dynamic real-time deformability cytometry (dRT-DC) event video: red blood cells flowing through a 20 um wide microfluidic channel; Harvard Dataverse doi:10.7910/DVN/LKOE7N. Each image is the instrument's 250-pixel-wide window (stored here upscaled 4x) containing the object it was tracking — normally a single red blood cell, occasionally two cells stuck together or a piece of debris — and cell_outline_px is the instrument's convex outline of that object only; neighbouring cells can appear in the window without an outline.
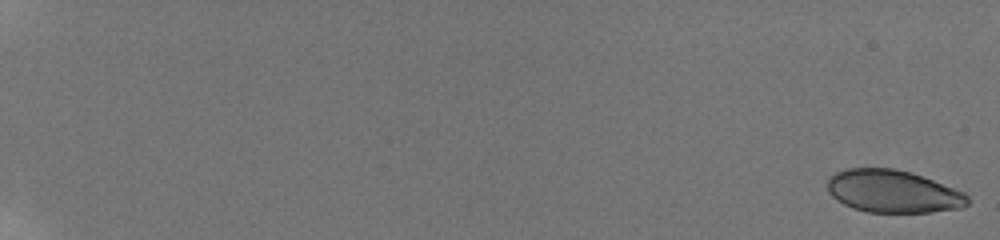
{"species": "human", "species_latin": "Homo sapiens", "temperature_condition": "room temperature", "stored_images_in_passage": 29, "camera_frame_rate_fps": 3000, "um_per_image_px": 0.085, "donor": {"sex": "male"}, "frame": {"image": 1, "passage_image": 1, "time_ms": 0.0, "image_size_px": [1000, 240], "cell_outline_px": [[968, 204], [960, 208], [932, 212], [868, 212], [852, 208], [844, 204], [832, 196], [828, 192], [828, 180], [836, 172], [848, 168], [896, 168], [932, 180], [964, 192], [968, 196]], "centroid_in_image_um": [75.89, 16.27], "position_along_channel_um": 9.1, "area_um2": 34.51}}
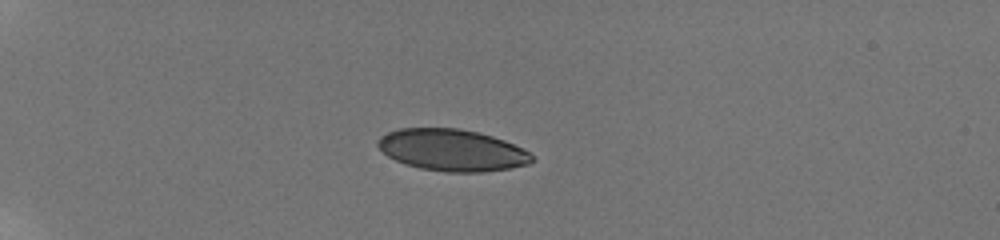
{"frame": {"image": 2, "passage_image": 13, "time_ms": 6.0, "image_size_px": [1000, 240], "cell_outline_px": [[536, 160], [528, 164], [508, 168], [484, 172], [448, 172], [420, 168], [404, 164], [388, 156], [376, 144], [376, 140], [388, 132], [400, 128], [460, 128], [480, 132], [504, 140], [528, 152]], "centroid_in_image_um": [38.41, 12.75], "position_along_channel_um": 46.6, "area_um2": 37.4}}
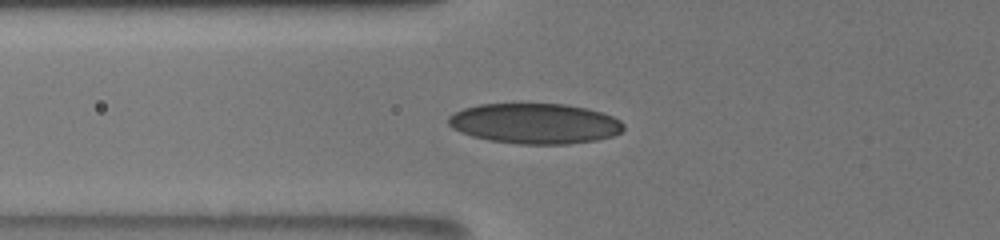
{"frame": {"image": 3, "passage_image": 17, "time_ms": 8.333, "image_size_px": [1000, 240], "cell_outline_px": [[624, 128], [620, 132], [612, 136], [596, 140], [568, 144], [520, 144], [488, 140], [472, 136], [460, 132], [452, 128], [448, 124], [448, 116], [464, 108], [480, 104], [568, 104], [588, 108], [612, 116], [620, 120], [624, 124]], "centroid_in_image_um": [45.47, 10.5], "position_along_channel_um": 80.3, "area_um2": 41.27}}